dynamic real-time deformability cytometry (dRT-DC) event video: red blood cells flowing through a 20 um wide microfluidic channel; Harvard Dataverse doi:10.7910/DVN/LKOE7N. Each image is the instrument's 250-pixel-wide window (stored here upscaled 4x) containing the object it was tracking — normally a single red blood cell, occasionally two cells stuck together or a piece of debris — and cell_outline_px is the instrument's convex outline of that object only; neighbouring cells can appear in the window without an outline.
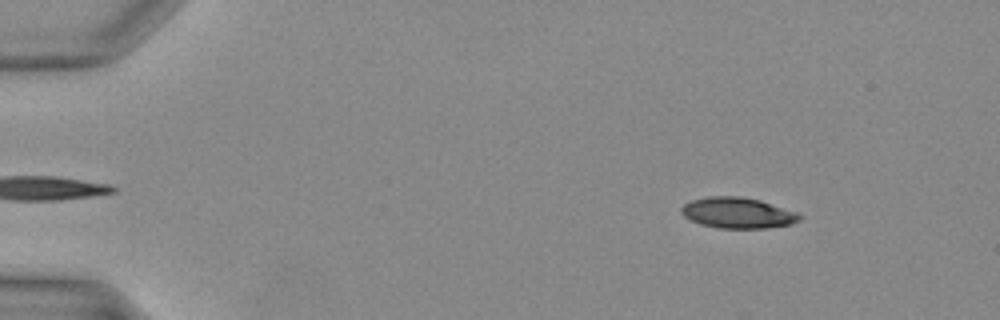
{"species": "Egyptian fruit bat (a non-hibernating species)", "species_latin": "Rousettus aegyptiacus", "temperature_condition": "warm", "stored_images_in_passage": 38, "camera_frame_rate_fps": 3000, "um_per_image_px": 0.085, "animal": {"sex": "female"}, "frame": {"image": 1, "passage_image": 4, "time_ms": 1.0, "image_size_px": [1000, 320], "cell_outline_px": [[800, 220], [792, 224], [768, 228], [720, 228], [700, 224], [684, 216], [680, 212], [680, 208], [684, 204], [692, 200], [708, 196], [740, 196], [760, 200], [796, 212], [800, 216]], "centroid_in_image_um": [62.69, 18.09], "position_along_channel_um": 22.3, "area_um2": 21.15}}
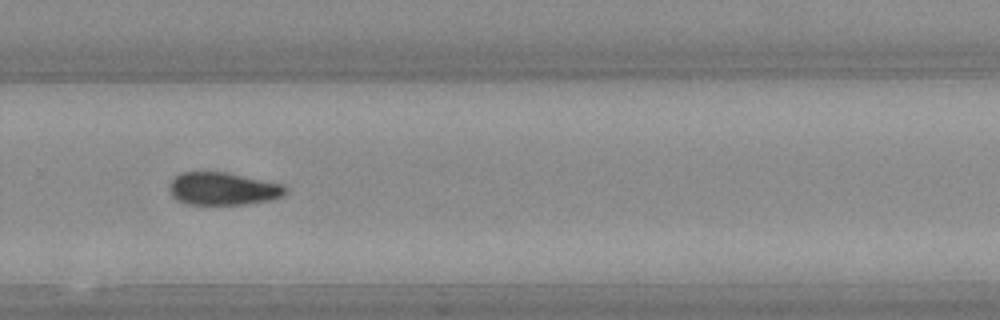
{"frame": {"image": 2, "passage_image": 26, "time_ms": 8.333, "image_size_px": [1000, 320], "cell_outline_px": [[288, 192], [284, 196], [272, 200], [248, 204], [184, 204], [176, 200], [172, 196], [168, 188], [168, 184], [180, 172], [228, 172], [284, 184], [288, 188]], "centroid_in_image_um": [18.98, 16.04], "position_along_channel_um": 310.8, "area_um2": 22.6}}
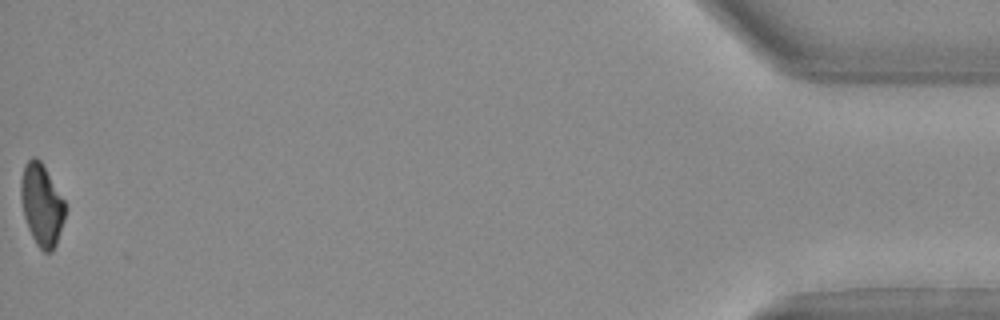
{"frame": {"image": 3, "passage_image": 38, "time_ms": 12.333, "image_size_px": [1000, 320], "cell_outline_px": [[68, 208], [56, 244], [52, 252], [44, 252], [36, 244], [28, 228], [24, 216], [20, 200], [20, 180], [24, 164], [32, 156], [36, 156], [40, 160], [64, 200]], "centroid_in_image_um": [3.54, 17.4], "position_along_channel_um": 431.7, "area_um2": 21.33}}